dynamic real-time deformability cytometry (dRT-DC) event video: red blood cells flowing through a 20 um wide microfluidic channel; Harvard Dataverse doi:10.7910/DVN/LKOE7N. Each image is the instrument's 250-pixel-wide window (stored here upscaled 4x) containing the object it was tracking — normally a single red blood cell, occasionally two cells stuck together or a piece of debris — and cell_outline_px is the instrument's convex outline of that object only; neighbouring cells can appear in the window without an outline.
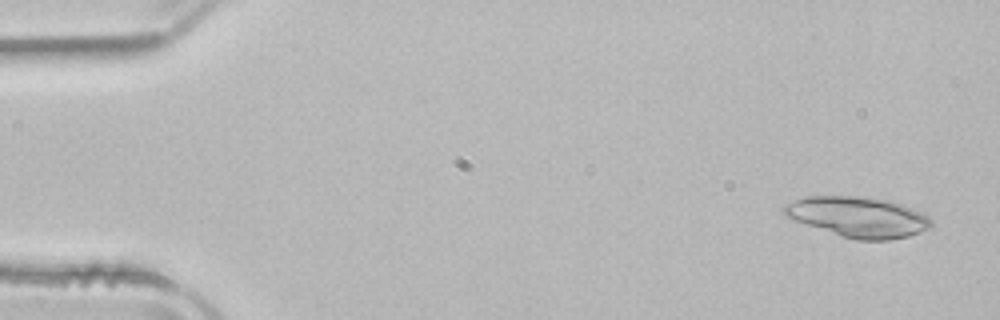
{"species": "common noctule bat (a hibernating species)", "species_latin": "Nyctalus noctula", "temperature_condition": "room temperature", "stored_images_in_passage": 51, "camera_frame_rate_fps": 3000, "um_per_image_px": 0.085, "animal": {"sex": "male", "body_mass_g": 21.5, "forearm_length_mm": 52.0}, "frame": {"image": 1, "passage_image": 1, "time_ms": 0.0, "image_size_px": [1000, 320], "cell_outline_px": [[932, 228], [908, 236], [888, 240], [856, 240], [784, 216], [780, 208], [784, 204], [792, 200], [804, 196], [856, 196], [888, 200], [900, 204], [920, 212], [928, 216], [932, 220]], "centroid_in_image_um": [72.93, 18.43], "position_along_channel_um": 12.1, "area_um2": 34.39}}
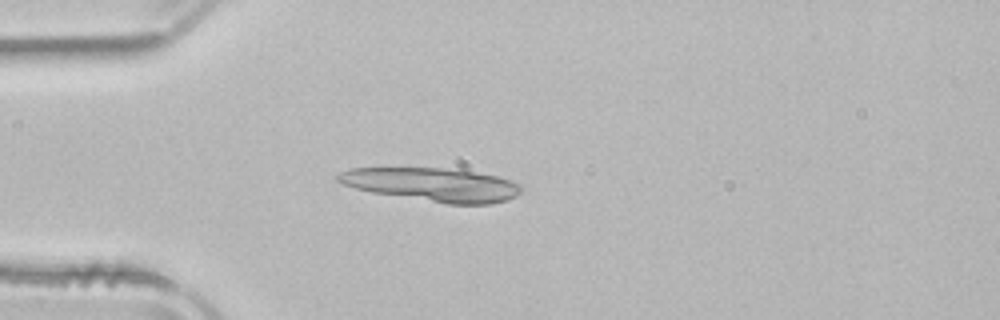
{"frame": {"image": 2, "passage_image": 12, "time_ms": 3.667, "image_size_px": [1000, 320], "cell_outline_px": [[520, 192], [516, 196], [508, 200], [492, 204], [448, 204], [372, 192], [356, 188], [344, 184], [336, 180], [336, 176], [340, 172], [348, 168], [444, 168], [472, 172], [496, 176], [520, 184]], "centroid_in_image_um": [36.74, 15.69], "position_along_channel_um": 48.3, "area_um2": 35.43}, "authors_computed_cell_mechanics": {"area_um2": 20.9814, "velocity_mm_per_s": 3.9348, "shape_relaxation_time_tau1_ms": null, "shape_relaxation_time_tau2_ms": 4.8935, "deformation_change_tau1": null, "deformation_change_tau2": 0.1058}}